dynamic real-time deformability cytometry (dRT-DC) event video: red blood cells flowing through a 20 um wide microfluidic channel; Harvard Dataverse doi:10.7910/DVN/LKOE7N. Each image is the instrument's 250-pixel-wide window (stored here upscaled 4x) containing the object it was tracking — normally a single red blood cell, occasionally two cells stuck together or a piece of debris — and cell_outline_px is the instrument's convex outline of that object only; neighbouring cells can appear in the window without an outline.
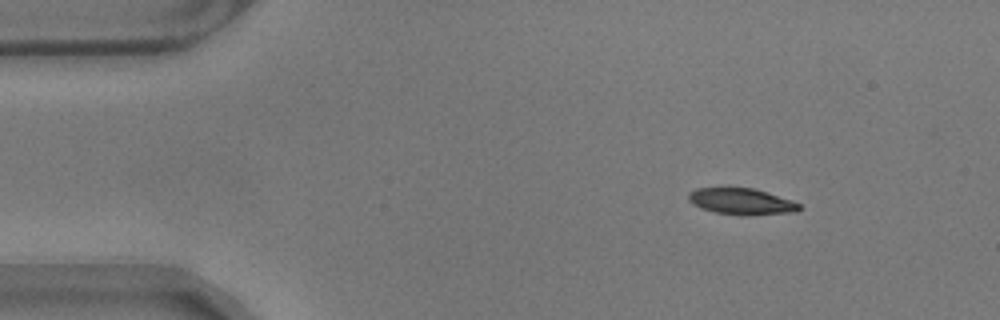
{"species": "common noctule bat (a hibernating species)", "species_latin": "Nyctalus noctula", "temperature_condition": "warm", "stored_images_in_passage": 51, "camera_frame_rate_fps": 3000, "um_per_image_px": 0.085, "animal": {"sex": "male", "body_mass_g": 17.9}, "frame": {"image": 1, "passage_image": 1, "time_ms": 0.0, "image_size_px": [1000, 320], "cell_outline_px": [[800, 208], [796, 212], [748, 216], [740, 216], [716, 212], [700, 208], [692, 204], [688, 200], [688, 192], [696, 188], [752, 188], [792, 200], [800, 204]], "centroid_in_image_um": [63.0, 17.14], "position_along_channel_um": 22.0, "area_um2": 17.11}}
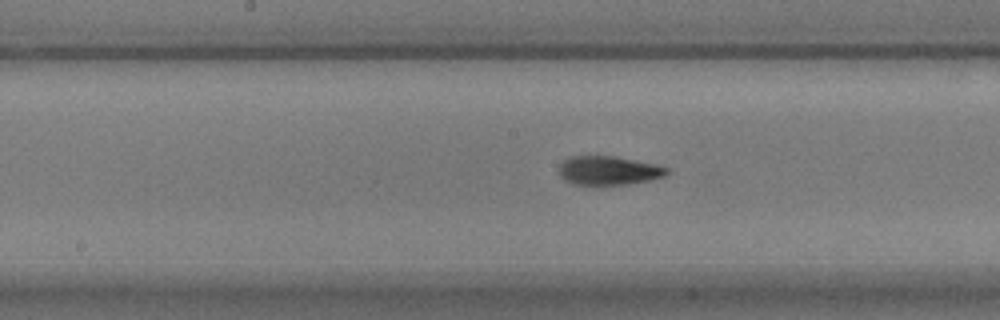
{"frame": {"image": 2, "passage_image": 22, "time_ms": 7.0, "image_size_px": [1000, 320], "cell_outline_px": [[668, 172], [664, 176], [648, 180], [628, 184], [572, 184], [564, 180], [560, 176], [560, 164], [568, 156], [616, 156], [656, 164], [668, 168]], "centroid_in_image_um": [51.71, 14.48], "position_along_channel_um": 196.5, "area_um2": 18.03}}
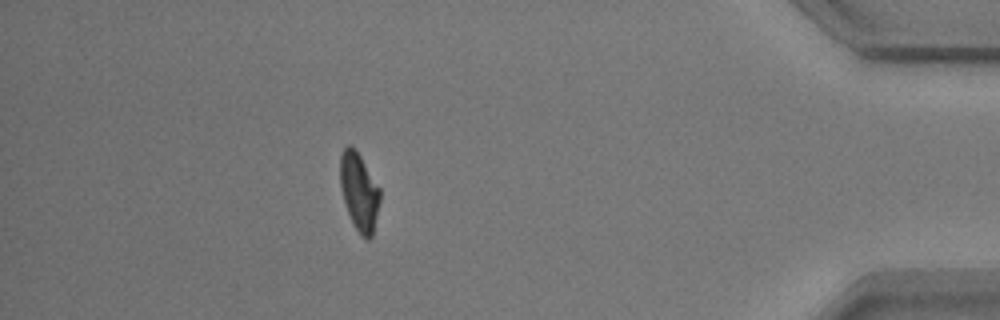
{"frame": {"image": 3, "passage_image": 44, "time_ms": 14.333, "image_size_px": [1000, 320], "cell_outline_px": [[380, 200], [372, 236], [368, 240], [360, 236], [352, 224], [340, 188], [340, 156], [344, 148], [348, 144], [352, 144], [356, 148], [380, 188]], "centroid_in_image_um": [30.52, 16.28], "position_along_channel_um": 404.7, "area_um2": 18.26}, "authors_computed_cell_mechanics": {"area_um2": 18.4382, "velocity_mm_per_s": 3.5205, "shape_relaxation_time_tau1_ms": 4.1409, "shape_relaxation_time_tau2_ms": 1.9768, "deformation_change_tau1": 0.1722, "deformation_change_tau2": 0.0713}}